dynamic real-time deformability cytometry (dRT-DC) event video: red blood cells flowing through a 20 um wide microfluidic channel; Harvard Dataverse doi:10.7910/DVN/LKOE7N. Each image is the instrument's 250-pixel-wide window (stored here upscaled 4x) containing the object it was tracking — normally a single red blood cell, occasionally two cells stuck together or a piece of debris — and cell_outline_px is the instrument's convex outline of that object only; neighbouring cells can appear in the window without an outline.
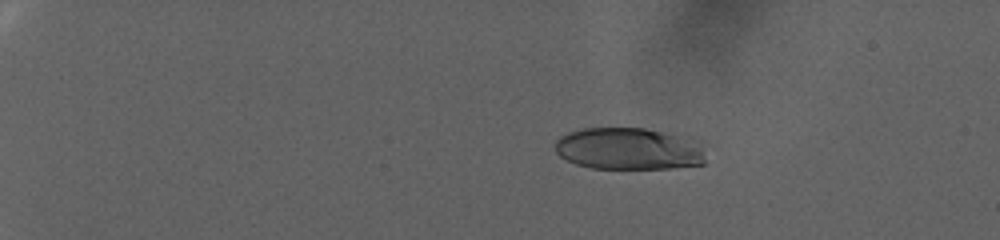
{"species": "human", "species_latin": "Homo sapiens", "temperature_condition": "warm", "stored_images_in_passage": 70, "camera_frame_rate_fps": 3000, "um_per_image_px": 0.085, "donor": {"sex": "female"}, "frame": {"image": 1, "passage_image": 7, "time_ms": 2.0, "image_size_px": [1000, 240], "cell_outline_px": [[712, 144], [704, 164], [672, 168], [592, 168], [576, 164], [560, 156], [556, 152], [556, 140], [560, 136], [568, 132], [584, 128], [644, 128], [700, 136]], "centroid_in_image_um": [53.73, 12.61], "position_along_channel_um": 31.3, "area_um2": 38.73}}
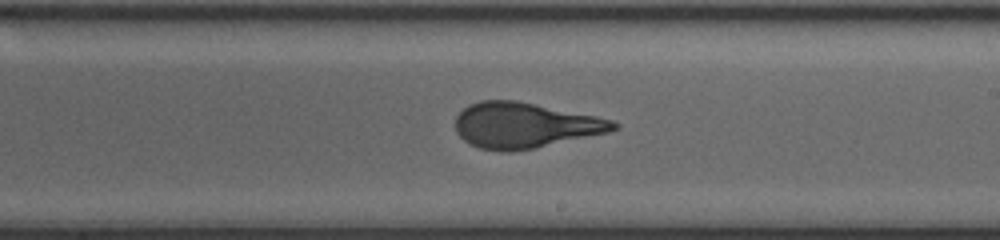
{"frame": {"image": 2, "passage_image": 40, "time_ms": 13.0, "image_size_px": [1000, 240], "cell_outline_px": [[620, 128], [608, 132], [532, 148], [508, 152], [500, 152], [480, 148], [464, 140], [456, 132], [456, 116], [468, 104], [480, 100], [516, 100], [596, 116], [612, 120], [620, 124]], "centroid_in_image_um": [44.58, 10.64], "position_along_channel_um": 244.4, "area_um2": 41.62}}
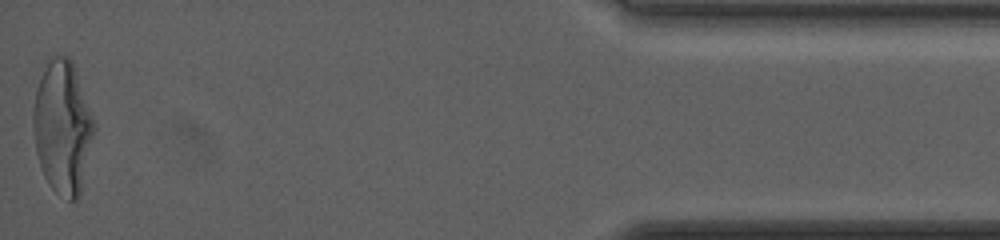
{"frame": {"image": 3, "passage_image": 70, "time_ms": 23.0, "image_size_px": [1000, 240], "cell_outline_px": [[96, 128], [80, 196], [76, 200], [68, 200], [56, 192], [48, 184], [44, 176], [36, 152], [32, 124], [32, 116], [36, 88], [48, 64], [56, 56], [68, 56], [72, 60], [92, 116]], "centroid_in_image_um": [5.33, 10.88], "position_along_channel_um": 429.9, "area_um2": 46.76}, "authors_computed_cell_mechanics": {"area_um2": 41.6738, "velocity_mm_per_s": 2.4792, "shape_relaxation_time_tau1_ms": 6.9341, "shape_relaxation_time_tau2_ms": null, "deformation_change_tau1": 0.2477, "deformation_change_tau2": null}}